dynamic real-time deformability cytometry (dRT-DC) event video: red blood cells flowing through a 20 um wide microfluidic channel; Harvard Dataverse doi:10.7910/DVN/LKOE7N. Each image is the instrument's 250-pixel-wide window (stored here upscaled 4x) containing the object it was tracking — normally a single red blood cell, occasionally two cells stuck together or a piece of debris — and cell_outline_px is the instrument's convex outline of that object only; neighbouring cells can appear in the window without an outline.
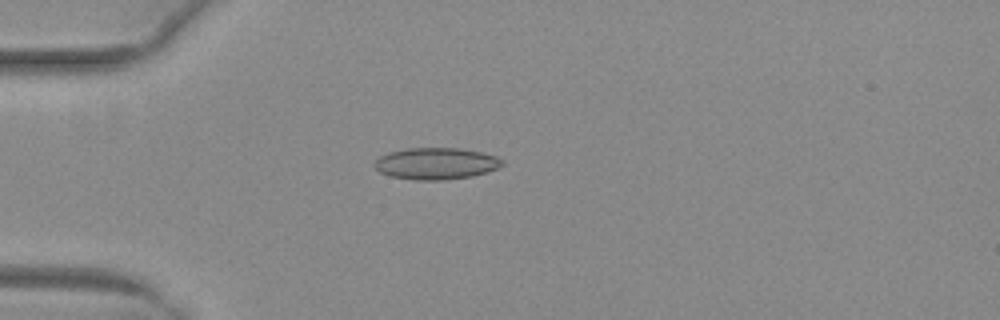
{"species": "common noctule bat (a hibernating species)", "species_latin": "Nyctalus noctula", "temperature_condition": "warm", "stored_images_in_passage": 40, "camera_frame_rate_fps": 3000, "um_per_image_px": 0.085, "animal": {"sex": "female", "body_mass_g": 29.2, "forearm_length_mm": 56.3}, "frame": {"image": 1, "passage_image": 3, "time_ms": 0.667, "image_size_px": [1000, 320], "cell_outline_px": [[504, 164], [488, 172], [472, 176], [444, 180], [412, 180], [392, 176], [380, 172], [372, 164], [380, 156], [388, 152], [408, 148], [460, 148], [480, 152], [496, 156], [504, 160]], "centroid_in_image_um": [37.06, 13.9], "position_along_channel_um": 47.9, "area_um2": 23.64}}
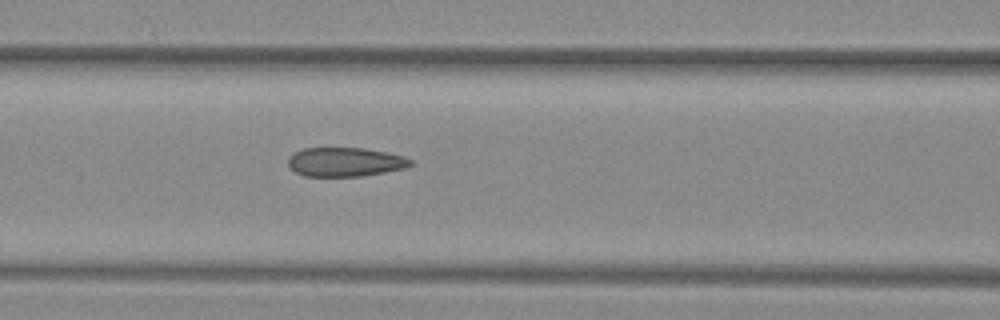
{"frame": {"image": 2, "passage_image": 11, "time_ms": 3.333, "image_size_px": [1000, 320], "cell_outline_px": [[416, 164], [408, 168], [360, 176], [304, 176], [296, 172], [288, 164], [288, 156], [304, 148], [364, 148], [388, 152], [404, 156], [412, 160]], "centroid_in_image_um": [29.4, 13.76], "position_along_channel_um": 137.2, "area_um2": 20.87}}
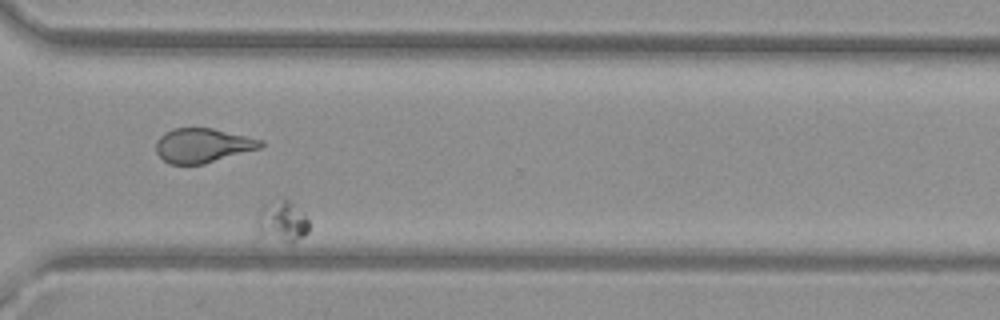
{"frame": {"image": 3, "passage_image": 27, "time_ms": 8.667, "image_size_px": [1000, 320], "cell_outline_px": [[308, 232], [304, 236], [296, 240], [280, 240], [260, 236], [256, 228], [256, 216], [260, 208], [268, 200], [288, 200], [308, 220]], "centroid_in_image_um": [23.89, 18.8], "position_along_channel_um": 346.7, "area_um2": 12.2}}